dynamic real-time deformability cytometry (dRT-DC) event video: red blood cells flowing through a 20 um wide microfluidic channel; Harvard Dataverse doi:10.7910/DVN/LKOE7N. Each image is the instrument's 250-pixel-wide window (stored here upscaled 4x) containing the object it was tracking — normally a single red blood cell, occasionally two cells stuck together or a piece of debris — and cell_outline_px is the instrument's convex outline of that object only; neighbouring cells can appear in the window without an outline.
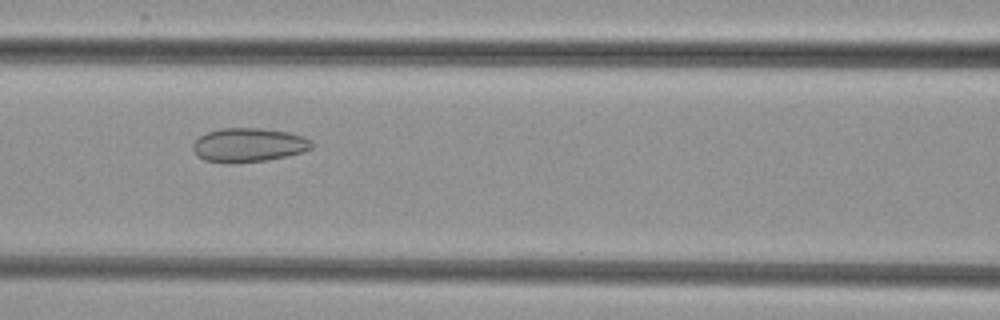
{"species": "common noctule bat (a hibernating species)", "species_latin": "Nyctalus noctula", "temperature_condition": "cold", "stored_images_in_passage": 8, "camera_frame_rate_fps": 3000, "um_per_image_px": 0.085, "animal": {"sex": "female", "body_mass_g": 29.2, "forearm_length_mm": 56.3}, "frame": {"image": 1, "passage_image": 7, "time_ms": 7.0, "image_size_px": [1000, 320], "cell_outline_px": [[316, 144], [312, 148], [304, 152], [288, 156], [268, 160], [232, 164], [228, 164], [204, 160], [196, 156], [192, 148], [192, 144], [200, 136], [208, 132], [220, 128], [260, 128], [288, 132], [304, 136], [312, 140]], "centroid_in_image_um": [21.16, 12.34], "position_along_channel_um": 145.4, "area_um2": 24.04}}
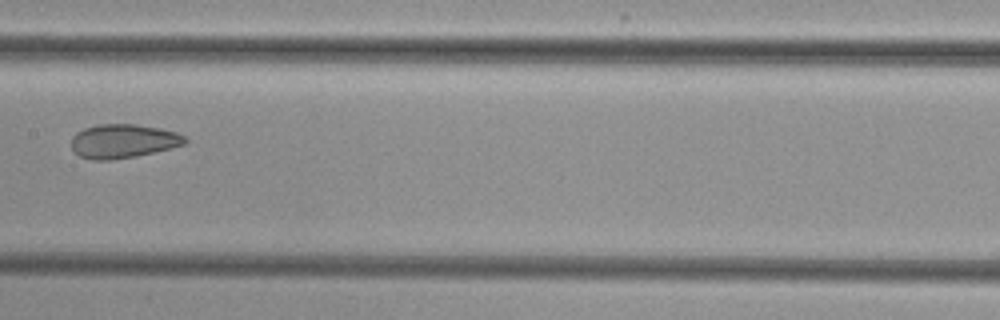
{"frame": {"image": 2, "passage_image": 8, "time_ms": 8.333, "image_size_px": [1000, 320], "cell_outline_px": [[188, 140], [184, 144], [136, 156], [112, 160], [92, 160], [80, 156], [72, 152], [72, 136], [76, 132], [84, 128], [96, 124], [136, 124], [160, 128], [176, 132], [184, 136]], "centroid_in_image_um": [10.42, 11.99], "position_along_channel_um": 197.0, "area_um2": 22.48}}